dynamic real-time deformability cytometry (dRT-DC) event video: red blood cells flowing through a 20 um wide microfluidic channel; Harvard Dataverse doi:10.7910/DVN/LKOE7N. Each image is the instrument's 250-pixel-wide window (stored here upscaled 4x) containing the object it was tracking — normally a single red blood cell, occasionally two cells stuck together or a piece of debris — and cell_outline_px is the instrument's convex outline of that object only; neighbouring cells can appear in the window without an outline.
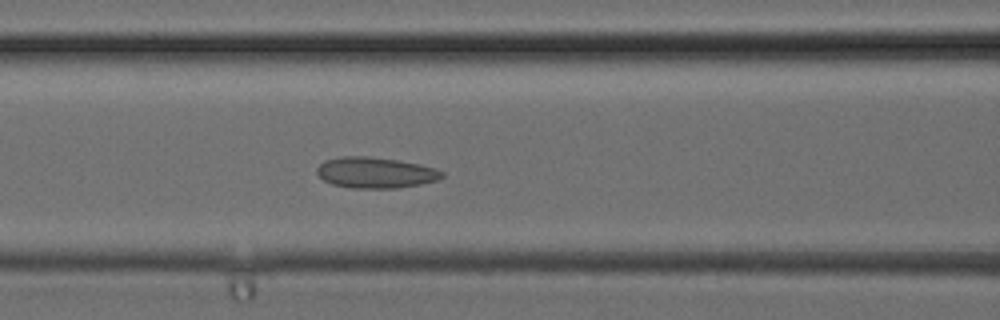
{"species": "common noctule bat (a hibernating species)", "species_latin": "Nyctalus noctula", "temperature_condition": "cold", "stored_images_in_passage": 33, "camera_frame_rate_fps": 3000, "um_per_image_px": 0.085, "animal": {"sex": "female", "body_mass_g": 24.6, "forearm_length_mm": 56.2}, "frame": {"image": 1, "passage_image": 14, "time_ms": 4.333, "image_size_px": [1000, 320], "cell_outline_px": [[444, 176], [436, 180], [420, 184], [396, 188], [352, 188], [332, 184], [324, 180], [316, 172], [316, 168], [324, 160], [340, 156], [368, 156], [400, 160], [420, 164], [436, 168], [444, 172]], "centroid_in_image_um": [31.91, 14.66], "position_along_channel_um": 134.7, "area_um2": 22.66}}
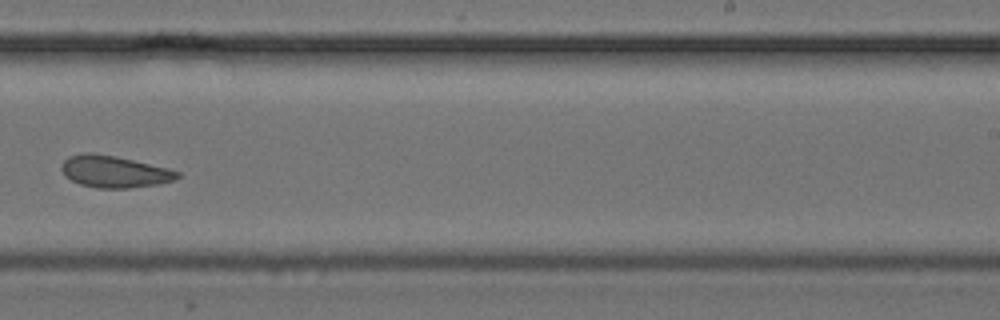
{"frame": {"image": 2, "passage_image": 21, "time_ms": 6.667, "image_size_px": [1000, 320], "cell_outline_px": [[180, 176], [172, 180], [160, 184], [128, 188], [96, 188], [80, 184], [64, 176], [60, 168], [64, 160], [68, 156], [84, 152], [92, 152], [116, 156], [168, 168], [180, 172]], "centroid_in_image_um": [9.68, 14.58], "position_along_channel_um": 279.3, "area_um2": 21.62}}
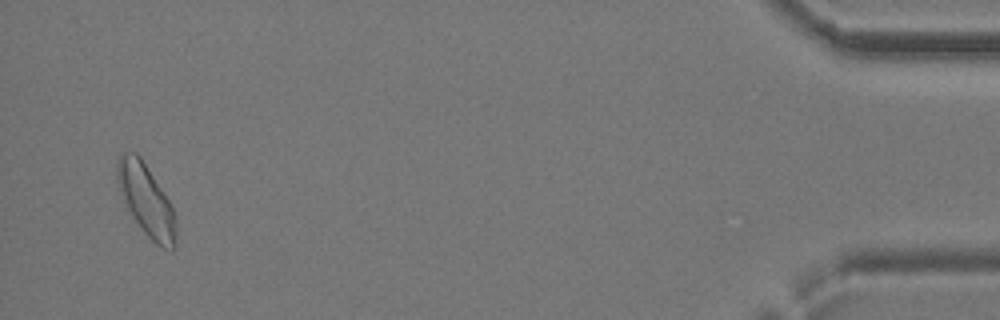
{"frame": {"image": 3, "passage_image": 32, "time_ms": 10.333, "image_size_px": [1000, 320], "cell_outline_px": [[176, 248], [172, 252], [160, 248], [140, 228], [132, 216], [120, 192], [116, 180], [116, 160], [124, 152], [136, 152], [140, 156], [172, 204], [176, 220]], "centroid_in_image_um": [12.45, 17.05], "position_along_channel_um": 422.7, "area_um2": 24.8}}